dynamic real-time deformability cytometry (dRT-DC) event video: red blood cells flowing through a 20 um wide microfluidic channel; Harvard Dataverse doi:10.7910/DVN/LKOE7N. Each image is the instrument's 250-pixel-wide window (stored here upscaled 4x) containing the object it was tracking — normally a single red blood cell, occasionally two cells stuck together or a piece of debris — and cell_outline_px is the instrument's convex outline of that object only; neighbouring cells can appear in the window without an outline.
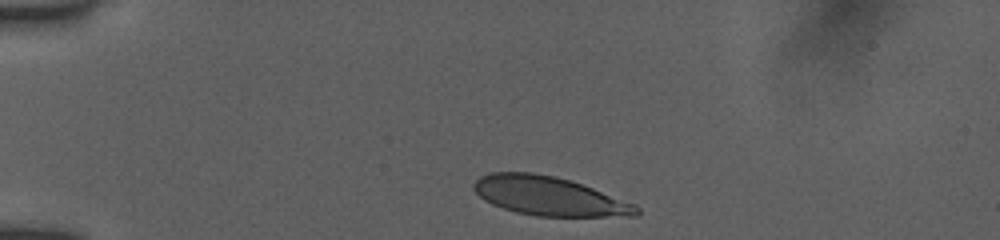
{"species": "human", "species_latin": "Homo sapiens", "temperature_condition": "room temperature", "stored_images_in_passage": 8, "camera_frame_rate_fps": 3000, "um_per_image_px": 0.085, "donor": {"sex": "female"}, "frame": {"image": 1, "passage_image": 1, "time_ms": 0.0, "image_size_px": [1000, 240], "cell_outline_px": [[640, 212], [636, 216], [536, 216], [516, 212], [492, 204], [484, 200], [472, 188], [472, 184], [480, 176], [488, 172], [532, 172], [556, 176], [592, 188], [636, 204], [640, 208]], "centroid_in_image_um": [46.65, 16.66], "position_along_channel_um": 38.4, "area_um2": 36.82}}
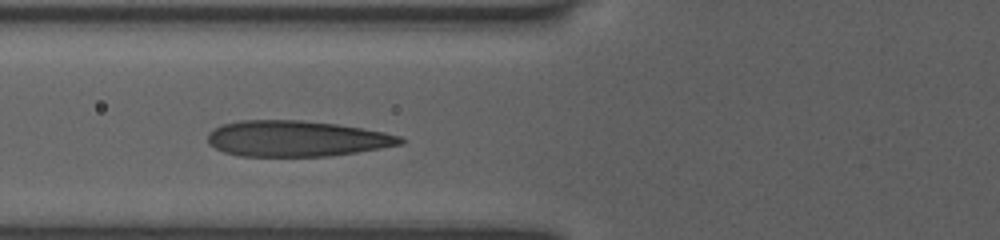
{"frame": {"image": 2, "passage_image": 5, "time_ms": 1.333, "image_size_px": [1000, 240], "cell_outline_px": [[408, 140], [404, 144], [332, 156], [240, 156], [224, 152], [208, 144], [208, 132], [212, 128], [220, 124], [240, 120], [300, 120], [336, 124], [384, 132], [400, 136]], "centroid_in_image_um": [25.18, 11.78], "position_along_channel_um": 100.6, "area_um2": 40.46}}
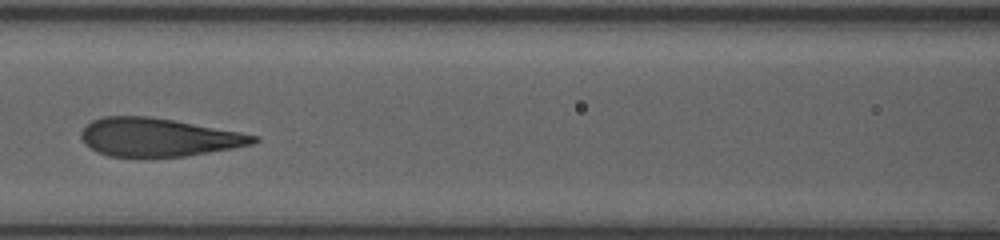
{"frame": {"image": 3, "passage_image": 7, "time_ms": 2.0, "image_size_px": [1000, 240], "cell_outline_px": [[260, 140], [252, 144], [232, 148], [184, 156], [144, 160], [140, 160], [108, 156], [96, 152], [84, 144], [80, 136], [80, 132], [84, 124], [92, 120], [104, 116], [152, 116], [176, 120], [240, 132], [260, 136]], "centroid_in_image_um": [13.38, 11.7], "position_along_channel_um": 153.2, "area_um2": 39.77}}